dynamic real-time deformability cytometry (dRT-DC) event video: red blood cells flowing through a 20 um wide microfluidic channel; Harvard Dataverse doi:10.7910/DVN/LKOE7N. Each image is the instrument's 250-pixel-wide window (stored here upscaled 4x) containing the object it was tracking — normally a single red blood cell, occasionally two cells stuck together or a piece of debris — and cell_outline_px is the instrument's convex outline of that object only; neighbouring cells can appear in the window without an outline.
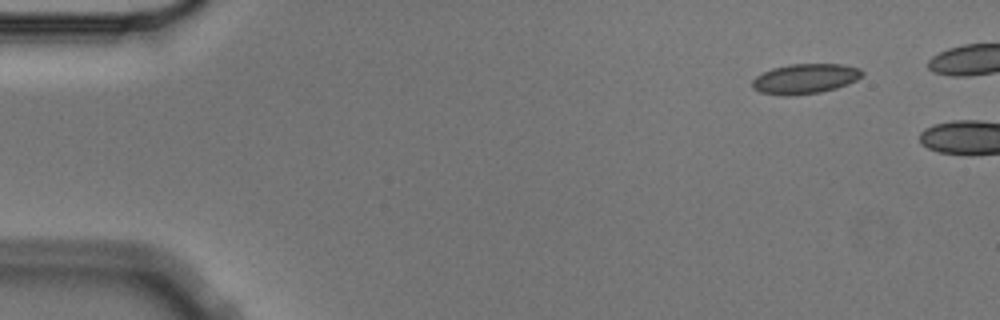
{"species": "Egyptian fruit bat (a non-hibernating species)", "species_latin": "Rousettus aegyptiacus", "temperature_condition": "cold", "stored_images_in_passage": 3, "camera_frame_rate_fps": 3000, "um_per_image_px": 0.085, "animal": {"sex": "male"}, "frame": {"image": 1, "passage_image": 1, "time_ms": 0.0, "image_size_px": [1000, 320], "cell_outline_px": [[864, 72], [856, 80], [848, 84], [836, 88], [820, 92], [788, 96], [784, 96], [760, 92], [752, 88], [752, 80], [756, 76], [772, 68], [788, 64], [840, 64], [860, 68]], "centroid_in_image_um": [68.41, 6.69], "position_along_channel_um": 16.6, "area_um2": 19.19}}